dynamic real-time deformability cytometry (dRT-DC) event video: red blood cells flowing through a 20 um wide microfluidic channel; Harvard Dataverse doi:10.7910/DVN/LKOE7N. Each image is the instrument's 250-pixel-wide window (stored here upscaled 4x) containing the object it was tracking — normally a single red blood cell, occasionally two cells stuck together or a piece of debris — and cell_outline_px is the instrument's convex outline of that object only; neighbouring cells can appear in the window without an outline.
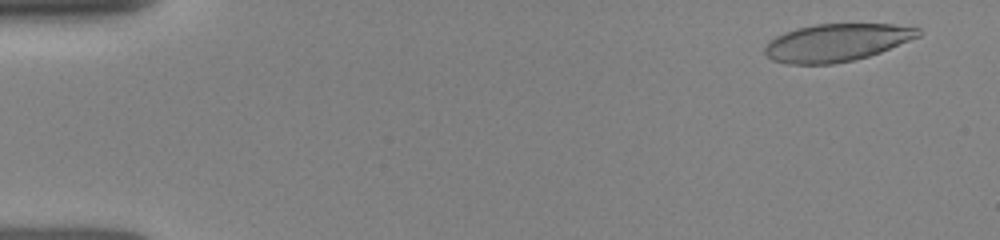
{"species": "human", "species_latin": "Homo sapiens", "temperature_condition": "room temperature", "stored_images_in_passage": 25, "camera_frame_rate_fps": 3000, "um_per_image_px": 0.085, "donor": {"sex": "female"}, "frame": {"image": 1, "passage_image": 3, "time_ms": 0.667, "image_size_px": [1000, 240], "cell_outline_px": [[920, 36], [880, 52], [868, 56], [852, 60], [832, 64], [788, 64], [772, 60], [764, 52], [764, 48], [776, 36], [796, 28], [816, 24], [892, 24], [920, 28]], "centroid_in_image_um": [71.11, 3.62], "position_along_channel_um": 13.9, "area_um2": 33.35}}
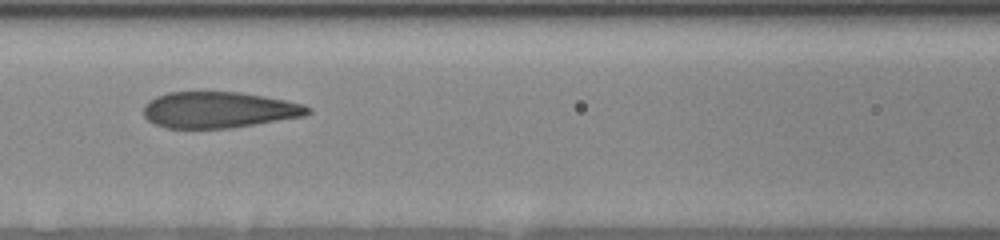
{"frame": {"image": 2, "passage_image": 18, "time_ms": 7.0, "image_size_px": [1000, 240], "cell_outline_px": [[312, 112], [304, 116], [228, 128], [168, 128], [156, 124], [148, 120], [144, 116], [144, 104], [156, 96], [168, 92], [240, 92], [264, 96], [304, 104], [312, 108]], "centroid_in_image_um": [18.6, 9.33], "position_along_channel_um": 148.0, "area_um2": 34.45}}
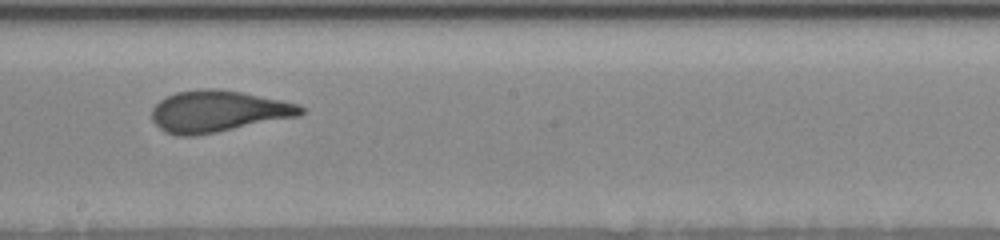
{"frame": {"image": 3, "passage_image": 23, "time_ms": 9.0, "image_size_px": [1000, 240], "cell_outline_px": [[308, 108], [300, 116], [216, 132], [192, 136], [176, 136], [164, 132], [152, 120], [152, 108], [160, 100], [176, 92], [204, 88], [216, 88], [240, 92], [300, 104]], "centroid_in_image_um": [18.55, 9.46], "position_along_channel_um": 229.7, "area_um2": 36.07}}